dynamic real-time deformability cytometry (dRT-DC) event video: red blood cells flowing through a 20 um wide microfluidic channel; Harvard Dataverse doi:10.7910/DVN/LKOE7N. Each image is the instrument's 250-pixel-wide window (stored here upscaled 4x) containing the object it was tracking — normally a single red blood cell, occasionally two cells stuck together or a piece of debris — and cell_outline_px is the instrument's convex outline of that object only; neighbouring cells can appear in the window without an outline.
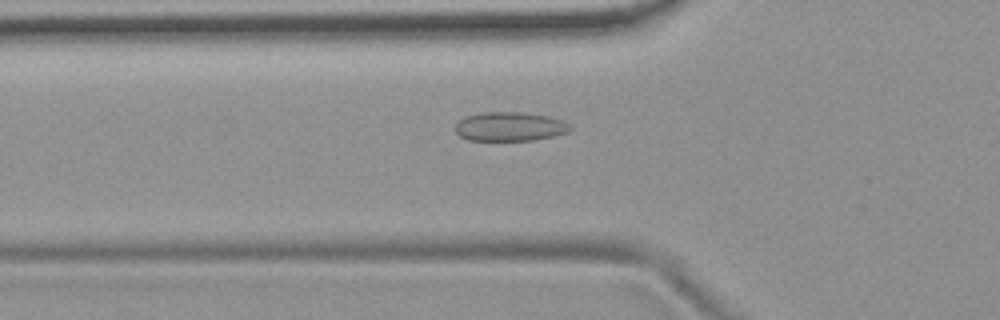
{"species": "common noctule bat (a hibernating species)", "species_latin": "Nyctalus noctula", "temperature_condition": "room temperature", "stored_images_in_passage": 54, "camera_frame_rate_fps": 3000, "um_per_image_px": 0.085, "animal": {"sex": "female", "body_mass_g": 19.9}, "frame": {"image": 1, "passage_image": 19, "time_ms": 6.0, "image_size_px": [1000, 320], "cell_outline_px": [[572, 128], [568, 132], [552, 136], [532, 140], [468, 140], [460, 136], [456, 132], [456, 124], [464, 116], [480, 112], [520, 112], [548, 116], [560, 120], [568, 124]], "centroid_in_image_um": [43.3, 10.75], "position_along_channel_um": 82.5, "area_um2": 19.31}}
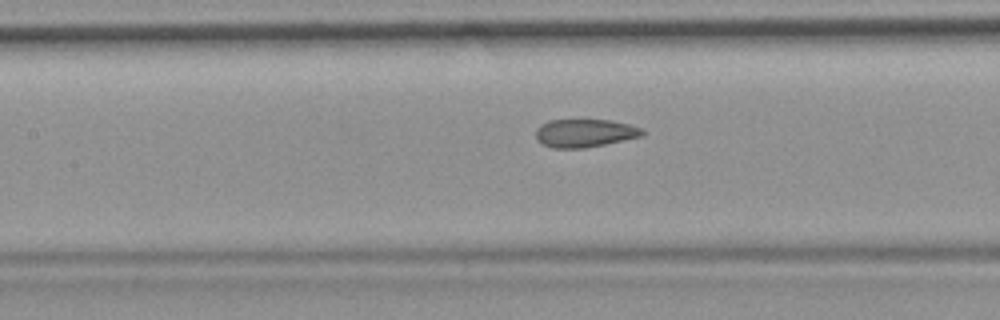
{"frame": {"image": 2, "passage_image": 25, "time_ms": 8.0, "image_size_px": [1000, 320], "cell_outline_px": [[644, 136], [584, 148], [552, 148], [536, 140], [536, 128], [540, 124], [548, 120], [612, 120], [644, 128]], "centroid_in_image_um": [49.71, 11.31], "position_along_channel_um": 157.7, "area_um2": 17.57}}
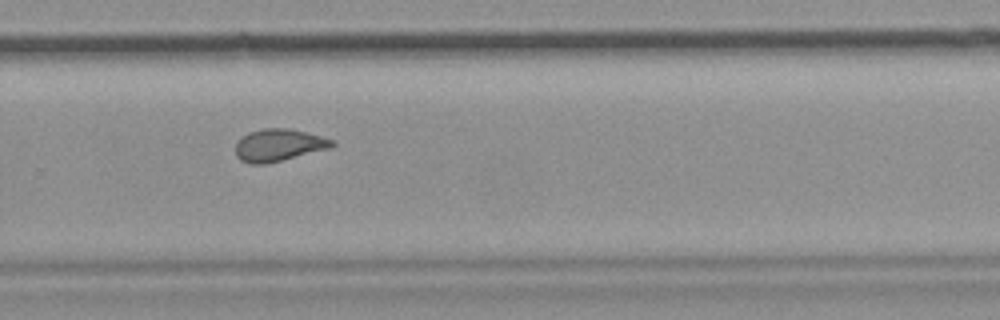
{"frame": {"image": 3, "passage_image": 37, "time_ms": 12.0, "image_size_px": [1000, 320], "cell_outline_px": [[336, 144], [328, 148], [264, 164], [252, 164], [240, 160], [236, 156], [236, 144], [248, 132], [264, 128], [288, 128], [336, 140]], "centroid_in_image_um": [23.67, 12.32], "position_along_channel_um": 306.1, "area_um2": 17.74}, "authors_computed_cell_mechanics": {"area_um2": 18.6983, "velocity_mm_per_s": 3.7267, "shape_relaxation_time_tau1_ms": null, "shape_relaxation_time_tau2_ms": 1.8259, "deformation_change_tau1": null, "deformation_change_tau2": 0.0535}}